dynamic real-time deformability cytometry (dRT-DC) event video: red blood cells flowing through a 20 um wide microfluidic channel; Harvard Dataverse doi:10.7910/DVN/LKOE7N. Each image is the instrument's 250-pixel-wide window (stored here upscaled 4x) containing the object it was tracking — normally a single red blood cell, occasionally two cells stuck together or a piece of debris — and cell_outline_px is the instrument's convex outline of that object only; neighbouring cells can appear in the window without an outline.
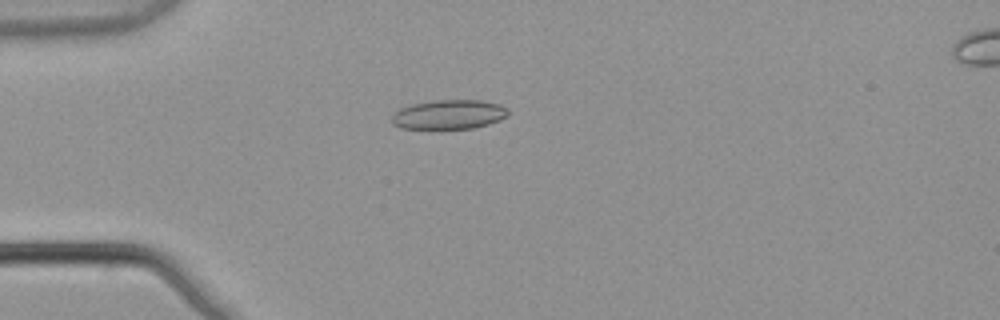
{"species": "common noctule bat (a hibernating species)", "species_latin": "Nyctalus noctula", "temperature_condition": "warm", "stored_images_in_passage": 3, "camera_frame_rate_fps": 3000, "um_per_image_px": 0.085, "animal": {"sex": "male", "body_mass_g": 21.5, "forearm_length_mm": 52.0}, "frame": {"image": 1, "passage_image": 3, "time_ms": 0.667, "image_size_px": [1000, 320], "cell_outline_px": [[508, 116], [500, 120], [488, 124], [472, 128], [400, 128], [392, 124], [392, 116], [400, 108], [412, 104], [436, 100], [480, 100], [500, 104], [508, 108]], "centroid_in_image_um": [38.18, 9.72], "position_along_channel_um": 46.8, "area_um2": 19.83}}